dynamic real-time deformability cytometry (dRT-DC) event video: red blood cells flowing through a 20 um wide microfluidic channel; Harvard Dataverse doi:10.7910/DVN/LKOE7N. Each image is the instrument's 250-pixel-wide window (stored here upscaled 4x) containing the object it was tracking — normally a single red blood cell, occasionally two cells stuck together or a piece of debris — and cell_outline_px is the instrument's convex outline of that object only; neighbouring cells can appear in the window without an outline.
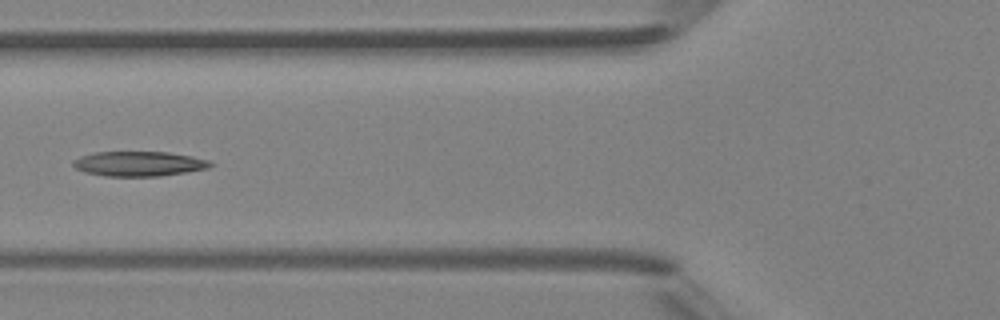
{"species": "Egyptian fruit bat (a non-hibernating species)", "species_latin": "Rousettus aegyptiacus", "temperature_condition": "room temperature", "stored_images_in_passage": 5, "camera_frame_rate_fps": 3000, "um_per_image_px": 0.085, "animal": {"sex": "female"}, "frame": {"image": 1, "passage_image": 5, "time_ms": 4.667, "image_size_px": [1000, 320], "cell_outline_px": [[212, 164], [208, 168], [160, 176], [104, 176], [84, 172], [76, 168], [72, 164], [72, 160], [80, 156], [96, 152], [168, 152], [192, 156], [212, 160]], "centroid_in_image_um": [11.8, 13.91], "position_along_channel_um": 114.0, "area_um2": 19.88}}